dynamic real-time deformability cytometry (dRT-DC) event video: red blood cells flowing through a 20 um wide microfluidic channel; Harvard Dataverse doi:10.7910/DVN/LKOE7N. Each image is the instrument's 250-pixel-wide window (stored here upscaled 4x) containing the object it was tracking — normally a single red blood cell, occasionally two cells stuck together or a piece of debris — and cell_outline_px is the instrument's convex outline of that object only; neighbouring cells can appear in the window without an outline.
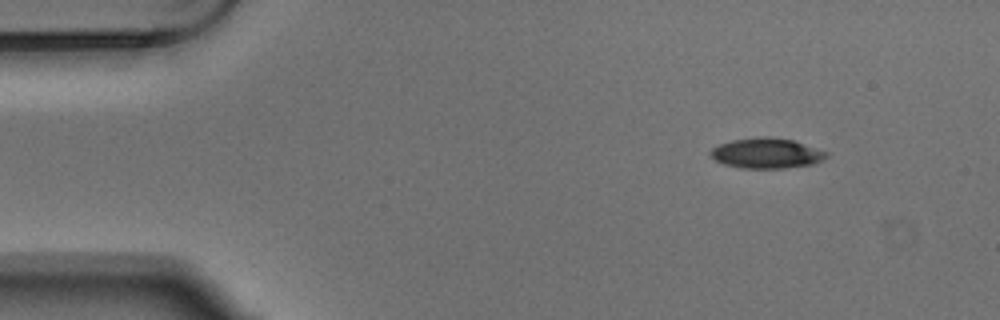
{"species": "Egyptian fruit bat (a non-hibernating species)", "species_latin": "Rousettus aegyptiacus", "temperature_condition": "warm", "stored_images_in_passage": 5, "camera_frame_rate_fps": 3000, "um_per_image_px": 0.085, "animal": {"sex": "male"}, "frame": {"image": 1, "passage_image": 1, "time_ms": 0.0, "image_size_px": [1000, 320], "cell_outline_px": [[828, 156], [824, 160], [812, 164], [784, 168], [740, 168], [724, 164], [716, 160], [708, 152], [712, 148], [720, 144], [732, 140], [764, 136], [792, 140], [828, 152]], "centroid_in_image_um": [65.16, 13.03], "position_along_channel_um": 19.8, "area_um2": 20.29}}
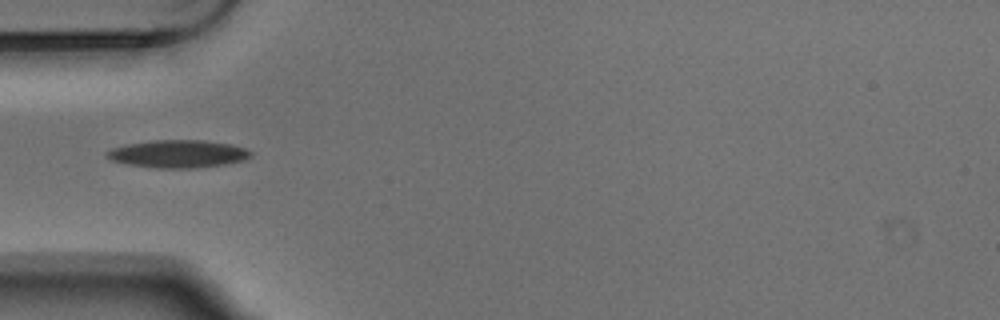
{"frame": {"image": 2, "passage_image": 4, "time_ms": 1.0, "image_size_px": [1000, 320], "cell_outline_px": [[252, 156], [244, 160], [224, 164], [196, 168], [156, 168], [128, 164], [112, 160], [104, 156], [104, 152], [112, 148], [128, 144], [152, 140], [204, 140], [232, 144], [244, 148], [252, 152]], "centroid_in_image_um": [15.13, 13.07], "position_along_channel_um": 69.9, "area_um2": 23.29}}